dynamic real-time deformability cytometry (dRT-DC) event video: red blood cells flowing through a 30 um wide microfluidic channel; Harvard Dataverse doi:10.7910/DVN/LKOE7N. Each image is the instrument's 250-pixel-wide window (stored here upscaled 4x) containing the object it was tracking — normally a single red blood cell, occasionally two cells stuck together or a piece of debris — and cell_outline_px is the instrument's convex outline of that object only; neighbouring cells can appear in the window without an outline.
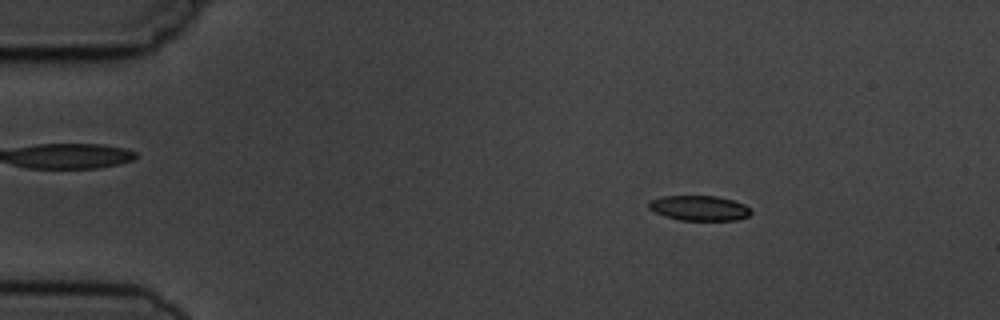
{"species": "common noctule bat (a hibernating species)", "species_latin": "Nyctalus noctula", "temperature_condition": "cold", "stored_images_in_passage": 4, "camera_frame_rate_fps": 3000, "um_per_image_px": 0.085, "animal": {"sex": "male", "body_mass_g": 19.5, "forearm_length_mm": 54.6}, "frame": {"image": 1, "passage_image": 1, "time_ms": 0.0, "image_size_px": [1000, 320], "cell_outline_px": [[752, 212], [748, 216], [736, 220], [680, 220], [664, 216], [648, 208], [648, 204], [652, 200], [660, 196], [716, 196], [732, 200], [744, 204]], "centroid_in_image_um": [59.42, 17.69], "position_along_channel_um": 25.6, "area_um2": 14.8}}
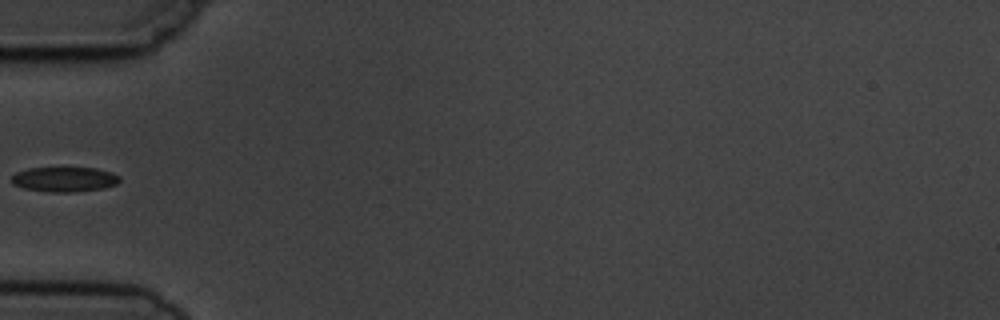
{"frame": {"image": 2, "passage_image": 4, "time_ms": 3.333, "image_size_px": [1000, 320], "cell_outline_px": [[120, 180], [116, 184], [100, 188], [72, 192], [48, 192], [24, 188], [12, 184], [12, 176], [16, 172], [28, 168], [96, 168], [112, 172], [120, 176]], "centroid_in_image_um": [5.46, 15.24], "position_along_channel_um": 79.5, "area_um2": 15.55}}